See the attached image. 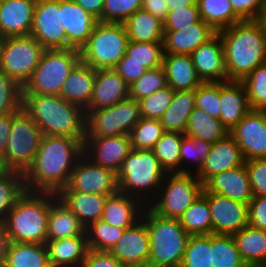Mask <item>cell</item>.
Returning <instances> with one entry per match:
<instances>
[{"label": "cell", "mask_w": 266, "mask_h": 267, "mask_svg": "<svg viewBox=\"0 0 266 267\" xmlns=\"http://www.w3.org/2000/svg\"><path fill=\"white\" fill-rule=\"evenodd\" d=\"M241 82L251 109L266 110V63L257 66Z\"/></svg>", "instance_id": "48"}, {"label": "cell", "mask_w": 266, "mask_h": 267, "mask_svg": "<svg viewBox=\"0 0 266 267\" xmlns=\"http://www.w3.org/2000/svg\"><path fill=\"white\" fill-rule=\"evenodd\" d=\"M201 20L197 5L180 7L168 12L164 30H180Z\"/></svg>", "instance_id": "54"}, {"label": "cell", "mask_w": 266, "mask_h": 267, "mask_svg": "<svg viewBox=\"0 0 266 267\" xmlns=\"http://www.w3.org/2000/svg\"><path fill=\"white\" fill-rule=\"evenodd\" d=\"M44 50L31 35L3 38L0 70L23 87L38 66Z\"/></svg>", "instance_id": "11"}, {"label": "cell", "mask_w": 266, "mask_h": 267, "mask_svg": "<svg viewBox=\"0 0 266 267\" xmlns=\"http://www.w3.org/2000/svg\"><path fill=\"white\" fill-rule=\"evenodd\" d=\"M22 109V87L0 70V116Z\"/></svg>", "instance_id": "51"}, {"label": "cell", "mask_w": 266, "mask_h": 267, "mask_svg": "<svg viewBox=\"0 0 266 267\" xmlns=\"http://www.w3.org/2000/svg\"><path fill=\"white\" fill-rule=\"evenodd\" d=\"M42 137L38 125L23 109L12 113L10 135L0 160L2 169L24 174L36 157Z\"/></svg>", "instance_id": "9"}, {"label": "cell", "mask_w": 266, "mask_h": 267, "mask_svg": "<svg viewBox=\"0 0 266 267\" xmlns=\"http://www.w3.org/2000/svg\"><path fill=\"white\" fill-rule=\"evenodd\" d=\"M108 196L75 191L57 193V198L80 219L85 228L101 219Z\"/></svg>", "instance_id": "31"}, {"label": "cell", "mask_w": 266, "mask_h": 267, "mask_svg": "<svg viewBox=\"0 0 266 267\" xmlns=\"http://www.w3.org/2000/svg\"><path fill=\"white\" fill-rule=\"evenodd\" d=\"M202 191L203 184L196 174L167 173L147 206L161 217L179 220Z\"/></svg>", "instance_id": "10"}, {"label": "cell", "mask_w": 266, "mask_h": 267, "mask_svg": "<svg viewBox=\"0 0 266 267\" xmlns=\"http://www.w3.org/2000/svg\"><path fill=\"white\" fill-rule=\"evenodd\" d=\"M22 109L43 135L85 138L84 110L59 95H22Z\"/></svg>", "instance_id": "3"}, {"label": "cell", "mask_w": 266, "mask_h": 267, "mask_svg": "<svg viewBox=\"0 0 266 267\" xmlns=\"http://www.w3.org/2000/svg\"><path fill=\"white\" fill-rule=\"evenodd\" d=\"M3 171L2 167H1V163H0V173Z\"/></svg>", "instance_id": "69"}, {"label": "cell", "mask_w": 266, "mask_h": 267, "mask_svg": "<svg viewBox=\"0 0 266 267\" xmlns=\"http://www.w3.org/2000/svg\"><path fill=\"white\" fill-rule=\"evenodd\" d=\"M119 76L126 82L128 86L138 80L146 71L147 68L137 61H127V54H125L116 66L113 68Z\"/></svg>", "instance_id": "57"}, {"label": "cell", "mask_w": 266, "mask_h": 267, "mask_svg": "<svg viewBox=\"0 0 266 267\" xmlns=\"http://www.w3.org/2000/svg\"><path fill=\"white\" fill-rule=\"evenodd\" d=\"M125 267H152L149 262H142L140 264H128Z\"/></svg>", "instance_id": "66"}, {"label": "cell", "mask_w": 266, "mask_h": 267, "mask_svg": "<svg viewBox=\"0 0 266 267\" xmlns=\"http://www.w3.org/2000/svg\"><path fill=\"white\" fill-rule=\"evenodd\" d=\"M12 125V113L0 116V160L4 157Z\"/></svg>", "instance_id": "61"}, {"label": "cell", "mask_w": 266, "mask_h": 267, "mask_svg": "<svg viewBox=\"0 0 266 267\" xmlns=\"http://www.w3.org/2000/svg\"><path fill=\"white\" fill-rule=\"evenodd\" d=\"M166 174L153 150H131L116 173L118 191L147 206L158 194Z\"/></svg>", "instance_id": "5"}, {"label": "cell", "mask_w": 266, "mask_h": 267, "mask_svg": "<svg viewBox=\"0 0 266 267\" xmlns=\"http://www.w3.org/2000/svg\"><path fill=\"white\" fill-rule=\"evenodd\" d=\"M256 21L266 30V0L261 8V11Z\"/></svg>", "instance_id": "65"}, {"label": "cell", "mask_w": 266, "mask_h": 267, "mask_svg": "<svg viewBox=\"0 0 266 267\" xmlns=\"http://www.w3.org/2000/svg\"><path fill=\"white\" fill-rule=\"evenodd\" d=\"M80 50H44L40 62L22 87V95H59L71 70L80 61Z\"/></svg>", "instance_id": "7"}, {"label": "cell", "mask_w": 266, "mask_h": 267, "mask_svg": "<svg viewBox=\"0 0 266 267\" xmlns=\"http://www.w3.org/2000/svg\"><path fill=\"white\" fill-rule=\"evenodd\" d=\"M253 197L266 196V158L245 161Z\"/></svg>", "instance_id": "55"}, {"label": "cell", "mask_w": 266, "mask_h": 267, "mask_svg": "<svg viewBox=\"0 0 266 267\" xmlns=\"http://www.w3.org/2000/svg\"><path fill=\"white\" fill-rule=\"evenodd\" d=\"M128 39L136 42H162L164 22L151 13L140 9L124 23Z\"/></svg>", "instance_id": "34"}, {"label": "cell", "mask_w": 266, "mask_h": 267, "mask_svg": "<svg viewBox=\"0 0 266 267\" xmlns=\"http://www.w3.org/2000/svg\"><path fill=\"white\" fill-rule=\"evenodd\" d=\"M37 0H2L0 38L30 35Z\"/></svg>", "instance_id": "22"}, {"label": "cell", "mask_w": 266, "mask_h": 267, "mask_svg": "<svg viewBox=\"0 0 266 267\" xmlns=\"http://www.w3.org/2000/svg\"><path fill=\"white\" fill-rule=\"evenodd\" d=\"M1 45H2V38H0V48H1Z\"/></svg>", "instance_id": "68"}, {"label": "cell", "mask_w": 266, "mask_h": 267, "mask_svg": "<svg viewBox=\"0 0 266 267\" xmlns=\"http://www.w3.org/2000/svg\"><path fill=\"white\" fill-rule=\"evenodd\" d=\"M60 191L112 195L118 191L116 173L93 164L83 155L76 163L68 184Z\"/></svg>", "instance_id": "14"}, {"label": "cell", "mask_w": 266, "mask_h": 267, "mask_svg": "<svg viewBox=\"0 0 266 267\" xmlns=\"http://www.w3.org/2000/svg\"><path fill=\"white\" fill-rule=\"evenodd\" d=\"M211 146V143L184 135L180 146L181 173L197 174L203 167Z\"/></svg>", "instance_id": "42"}, {"label": "cell", "mask_w": 266, "mask_h": 267, "mask_svg": "<svg viewBox=\"0 0 266 267\" xmlns=\"http://www.w3.org/2000/svg\"><path fill=\"white\" fill-rule=\"evenodd\" d=\"M162 66L167 85L174 91L196 90L202 84L190 55L164 54Z\"/></svg>", "instance_id": "29"}, {"label": "cell", "mask_w": 266, "mask_h": 267, "mask_svg": "<svg viewBox=\"0 0 266 267\" xmlns=\"http://www.w3.org/2000/svg\"><path fill=\"white\" fill-rule=\"evenodd\" d=\"M51 267H81L88 250L87 236H75L45 243Z\"/></svg>", "instance_id": "30"}, {"label": "cell", "mask_w": 266, "mask_h": 267, "mask_svg": "<svg viewBox=\"0 0 266 267\" xmlns=\"http://www.w3.org/2000/svg\"><path fill=\"white\" fill-rule=\"evenodd\" d=\"M109 253L124 265L148 262L150 239L146 223L141 219L125 229Z\"/></svg>", "instance_id": "20"}, {"label": "cell", "mask_w": 266, "mask_h": 267, "mask_svg": "<svg viewBox=\"0 0 266 267\" xmlns=\"http://www.w3.org/2000/svg\"><path fill=\"white\" fill-rule=\"evenodd\" d=\"M190 56L202 83L228 81L224 48L218 32L206 43L201 44Z\"/></svg>", "instance_id": "18"}, {"label": "cell", "mask_w": 266, "mask_h": 267, "mask_svg": "<svg viewBox=\"0 0 266 267\" xmlns=\"http://www.w3.org/2000/svg\"><path fill=\"white\" fill-rule=\"evenodd\" d=\"M84 113L85 137L129 135L141 119L138 101L130 98L111 107Z\"/></svg>", "instance_id": "12"}, {"label": "cell", "mask_w": 266, "mask_h": 267, "mask_svg": "<svg viewBox=\"0 0 266 267\" xmlns=\"http://www.w3.org/2000/svg\"><path fill=\"white\" fill-rule=\"evenodd\" d=\"M85 11L94 16L98 21L102 17L105 0H74Z\"/></svg>", "instance_id": "62"}, {"label": "cell", "mask_w": 266, "mask_h": 267, "mask_svg": "<svg viewBox=\"0 0 266 267\" xmlns=\"http://www.w3.org/2000/svg\"><path fill=\"white\" fill-rule=\"evenodd\" d=\"M141 219L146 223L150 239L148 262L152 267H180L188 239L180 221L164 218L148 206Z\"/></svg>", "instance_id": "6"}, {"label": "cell", "mask_w": 266, "mask_h": 267, "mask_svg": "<svg viewBox=\"0 0 266 267\" xmlns=\"http://www.w3.org/2000/svg\"><path fill=\"white\" fill-rule=\"evenodd\" d=\"M142 9L151 13L163 22L168 16V6L165 0H142Z\"/></svg>", "instance_id": "60"}, {"label": "cell", "mask_w": 266, "mask_h": 267, "mask_svg": "<svg viewBox=\"0 0 266 267\" xmlns=\"http://www.w3.org/2000/svg\"><path fill=\"white\" fill-rule=\"evenodd\" d=\"M11 241L6 231L5 225L0 224V267H4L6 256Z\"/></svg>", "instance_id": "63"}, {"label": "cell", "mask_w": 266, "mask_h": 267, "mask_svg": "<svg viewBox=\"0 0 266 267\" xmlns=\"http://www.w3.org/2000/svg\"><path fill=\"white\" fill-rule=\"evenodd\" d=\"M184 135L165 131L152 149L167 173H181L180 146Z\"/></svg>", "instance_id": "40"}, {"label": "cell", "mask_w": 266, "mask_h": 267, "mask_svg": "<svg viewBox=\"0 0 266 267\" xmlns=\"http://www.w3.org/2000/svg\"><path fill=\"white\" fill-rule=\"evenodd\" d=\"M196 107L211 117L220 118L221 104L219 98V82L202 83L196 90Z\"/></svg>", "instance_id": "53"}, {"label": "cell", "mask_w": 266, "mask_h": 267, "mask_svg": "<svg viewBox=\"0 0 266 267\" xmlns=\"http://www.w3.org/2000/svg\"><path fill=\"white\" fill-rule=\"evenodd\" d=\"M195 107V90L175 91L171 105L159 119L164 131L185 134L188 118Z\"/></svg>", "instance_id": "33"}, {"label": "cell", "mask_w": 266, "mask_h": 267, "mask_svg": "<svg viewBox=\"0 0 266 267\" xmlns=\"http://www.w3.org/2000/svg\"><path fill=\"white\" fill-rule=\"evenodd\" d=\"M175 91L168 85L138 101L140 116L144 119L159 120L171 105Z\"/></svg>", "instance_id": "50"}, {"label": "cell", "mask_w": 266, "mask_h": 267, "mask_svg": "<svg viewBox=\"0 0 266 267\" xmlns=\"http://www.w3.org/2000/svg\"><path fill=\"white\" fill-rule=\"evenodd\" d=\"M60 17L66 31L67 49L80 50L87 43L98 20L74 0H60Z\"/></svg>", "instance_id": "19"}, {"label": "cell", "mask_w": 266, "mask_h": 267, "mask_svg": "<svg viewBox=\"0 0 266 267\" xmlns=\"http://www.w3.org/2000/svg\"><path fill=\"white\" fill-rule=\"evenodd\" d=\"M220 121L230 132L251 110L246 89L241 81L219 82Z\"/></svg>", "instance_id": "26"}, {"label": "cell", "mask_w": 266, "mask_h": 267, "mask_svg": "<svg viewBox=\"0 0 266 267\" xmlns=\"http://www.w3.org/2000/svg\"><path fill=\"white\" fill-rule=\"evenodd\" d=\"M166 86L167 80L164 67L151 69L129 86V98L139 101Z\"/></svg>", "instance_id": "49"}, {"label": "cell", "mask_w": 266, "mask_h": 267, "mask_svg": "<svg viewBox=\"0 0 266 267\" xmlns=\"http://www.w3.org/2000/svg\"><path fill=\"white\" fill-rule=\"evenodd\" d=\"M179 221L189 235L212 234V220L207 198L201 193Z\"/></svg>", "instance_id": "39"}, {"label": "cell", "mask_w": 266, "mask_h": 267, "mask_svg": "<svg viewBox=\"0 0 266 267\" xmlns=\"http://www.w3.org/2000/svg\"><path fill=\"white\" fill-rule=\"evenodd\" d=\"M180 267H212L211 234L190 235Z\"/></svg>", "instance_id": "45"}, {"label": "cell", "mask_w": 266, "mask_h": 267, "mask_svg": "<svg viewBox=\"0 0 266 267\" xmlns=\"http://www.w3.org/2000/svg\"><path fill=\"white\" fill-rule=\"evenodd\" d=\"M129 98V86L113 69L96 70L92 98L84 112L111 107Z\"/></svg>", "instance_id": "23"}, {"label": "cell", "mask_w": 266, "mask_h": 267, "mask_svg": "<svg viewBox=\"0 0 266 267\" xmlns=\"http://www.w3.org/2000/svg\"><path fill=\"white\" fill-rule=\"evenodd\" d=\"M241 148L228 134L224 139L212 144L203 167L196 174L204 185L212 176L245 164Z\"/></svg>", "instance_id": "21"}, {"label": "cell", "mask_w": 266, "mask_h": 267, "mask_svg": "<svg viewBox=\"0 0 266 267\" xmlns=\"http://www.w3.org/2000/svg\"><path fill=\"white\" fill-rule=\"evenodd\" d=\"M202 194L208 200L212 234L233 235L248 225V204L210 192Z\"/></svg>", "instance_id": "15"}, {"label": "cell", "mask_w": 266, "mask_h": 267, "mask_svg": "<svg viewBox=\"0 0 266 267\" xmlns=\"http://www.w3.org/2000/svg\"><path fill=\"white\" fill-rule=\"evenodd\" d=\"M60 20V1L37 0L30 35L45 50L67 49L66 31Z\"/></svg>", "instance_id": "13"}, {"label": "cell", "mask_w": 266, "mask_h": 267, "mask_svg": "<svg viewBox=\"0 0 266 267\" xmlns=\"http://www.w3.org/2000/svg\"><path fill=\"white\" fill-rule=\"evenodd\" d=\"M129 135L85 137L83 155L93 164L117 173L131 151Z\"/></svg>", "instance_id": "17"}, {"label": "cell", "mask_w": 266, "mask_h": 267, "mask_svg": "<svg viewBox=\"0 0 266 267\" xmlns=\"http://www.w3.org/2000/svg\"><path fill=\"white\" fill-rule=\"evenodd\" d=\"M228 134L229 131L223 126L220 119L211 117L197 107L190 114L185 131L186 136L211 144L224 139Z\"/></svg>", "instance_id": "36"}, {"label": "cell", "mask_w": 266, "mask_h": 267, "mask_svg": "<svg viewBox=\"0 0 266 267\" xmlns=\"http://www.w3.org/2000/svg\"><path fill=\"white\" fill-rule=\"evenodd\" d=\"M142 9V0H105L100 22L124 23Z\"/></svg>", "instance_id": "52"}, {"label": "cell", "mask_w": 266, "mask_h": 267, "mask_svg": "<svg viewBox=\"0 0 266 267\" xmlns=\"http://www.w3.org/2000/svg\"><path fill=\"white\" fill-rule=\"evenodd\" d=\"M232 237L247 265L266 267V231L253 229L247 225Z\"/></svg>", "instance_id": "35"}, {"label": "cell", "mask_w": 266, "mask_h": 267, "mask_svg": "<svg viewBox=\"0 0 266 267\" xmlns=\"http://www.w3.org/2000/svg\"><path fill=\"white\" fill-rule=\"evenodd\" d=\"M81 267H125L107 251L88 249Z\"/></svg>", "instance_id": "59"}, {"label": "cell", "mask_w": 266, "mask_h": 267, "mask_svg": "<svg viewBox=\"0 0 266 267\" xmlns=\"http://www.w3.org/2000/svg\"><path fill=\"white\" fill-rule=\"evenodd\" d=\"M4 267H51L46 245L11 242Z\"/></svg>", "instance_id": "37"}, {"label": "cell", "mask_w": 266, "mask_h": 267, "mask_svg": "<svg viewBox=\"0 0 266 267\" xmlns=\"http://www.w3.org/2000/svg\"><path fill=\"white\" fill-rule=\"evenodd\" d=\"M202 192L223 195L246 204L253 198L245 164L212 176L203 185Z\"/></svg>", "instance_id": "24"}, {"label": "cell", "mask_w": 266, "mask_h": 267, "mask_svg": "<svg viewBox=\"0 0 266 267\" xmlns=\"http://www.w3.org/2000/svg\"><path fill=\"white\" fill-rule=\"evenodd\" d=\"M234 13L243 20H256L265 0H230Z\"/></svg>", "instance_id": "58"}, {"label": "cell", "mask_w": 266, "mask_h": 267, "mask_svg": "<svg viewBox=\"0 0 266 267\" xmlns=\"http://www.w3.org/2000/svg\"><path fill=\"white\" fill-rule=\"evenodd\" d=\"M129 39L123 23L100 22L80 49V59L94 70L113 69L126 54Z\"/></svg>", "instance_id": "8"}, {"label": "cell", "mask_w": 266, "mask_h": 267, "mask_svg": "<svg viewBox=\"0 0 266 267\" xmlns=\"http://www.w3.org/2000/svg\"><path fill=\"white\" fill-rule=\"evenodd\" d=\"M217 32L204 20L180 30H164V54L191 55L201 44L206 43Z\"/></svg>", "instance_id": "25"}, {"label": "cell", "mask_w": 266, "mask_h": 267, "mask_svg": "<svg viewBox=\"0 0 266 267\" xmlns=\"http://www.w3.org/2000/svg\"><path fill=\"white\" fill-rule=\"evenodd\" d=\"M212 267H245L232 235L211 234Z\"/></svg>", "instance_id": "43"}, {"label": "cell", "mask_w": 266, "mask_h": 267, "mask_svg": "<svg viewBox=\"0 0 266 267\" xmlns=\"http://www.w3.org/2000/svg\"><path fill=\"white\" fill-rule=\"evenodd\" d=\"M124 228L112 226L102 219L92 222L86 227L88 249L107 251L121 238Z\"/></svg>", "instance_id": "44"}, {"label": "cell", "mask_w": 266, "mask_h": 267, "mask_svg": "<svg viewBox=\"0 0 266 267\" xmlns=\"http://www.w3.org/2000/svg\"><path fill=\"white\" fill-rule=\"evenodd\" d=\"M248 225L266 231V196L253 197L248 203Z\"/></svg>", "instance_id": "56"}, {"label": "cell", "mask_w": 266, "mask_h": 267, "mask_svg": "<svg viewBox=\"0 0 266 267\" xmlns=\"http://www.w3.org/2000/svg\"><path fill=\"white\" fill-rule=\"evenodd\" d=\"M127 61H137L148 70L163 65L162 42H136L129 40L127 49Z\"/></svg>", "instance_id": "46"}, {"label": "cell", "mask_w": 266, "mask_h": 267, "mask_svg": "<svg viewBox=\"0 0 266 267\" xmlns=\"http://www.w3.org/2000/svg\"><path fill=\"white\" fill-rule=\"evenodd\" d=\"M159 120L141 118L129 133L132 150H152L164 133Z\"/></svg>", "instance_id": "47"}, {"label": "cell", "mask_w": 266, "mask_h": 267, "mask_svg": "<svg viewBox=\"0 0 266 267\" xmlns=\"http://www.w3.org/2000/svg\"><path fill=\"white\" fill-rule=\"evenodd\" d=\"M199 15L216 32L242 21L230 0H197Z\"/></svg>", "instance_id": "38"}, {"label": "cell", "mask_w": 266, "mask_h": 267, "mask_svg": "<svg viewBox=\"0 0 266 267\" xmlns=\"http://www.w3.org/2000/svg\"><path fill=\"white\" fill-rule=\"evenodd\" d=\"M84 139L43 135L31 166L23 174L26 191L58 193L83 156Z\"/></svg>", "instance_id": "1"}, {"label": "cell", "mask_w": 266, "mask_h": 267, "mask_svg": "<svg viewBox=\"0 0 266 267\" xmlns=\"http://www.w3.org/2000/svg\"><path fill=\"white\" fill-rule=\"evenodd\" d=\"M169 11L180 7H186L191 5H197V0H165Z\"/></svg>", "instance_id": "64"}, {"label": "cell", "mask_w": 266, "mask_h": 267, "mask_svg": "<svg viewBox=\"0 0 266 267\" xmlns=\"http://www.w3.org/2000/svg\"><path fill=\"white\" fill-rule=\"evenodd\" d=\"M245 267H265V266H259V265H246Z\"/></svg>", "instance_id": "67"}, {"label": "cell", "mask_w": 266, "mask_h": 267, "mask_svg": "<svg viewBox=\"0 0 266 267\" xmlns=\"http://www.w3.org/2000/svg\"><path fill=\"white\" fill-rule=\"evenodd\" d=\"M246 161L266 158V110L251 109L229 132Z\"/></svg>", "instance_id": "16"}, {"label": "cell", "mask_w": 266, "mask_h": 267, "mask_svg": "<svg viewBox=\"0 0 266 267\" xmlns=\"http://www.w3.org/2000/svg\"><path fill=\"white\" fill-rule=\"evenodd\" d=\"M87 236L80 219L63 202L56 198L52 203L47 221V241Z\"/></svg>", "instance_id": "32"}, {"label": "cell", "mask_w": 266, "mask_h": 267, "mask_svg": "<svg viewBox=\"0 0 266 267\" xmlns=\"http://www.w3.org/2000/svg\"><path fill=\"white\" fill-rule=\"evenodd\" d=\"M95 75L96 70L80 60L64 81L59 96L84 110L92 98Z\"/></svg>", "instance_id": "28"}, {"label": "cell", "mask_w": 266, "mask_h": 267, "mask_svg": "<svg viewBox=\"0 0 266 267\" xmlns=\"http://www.w3.org/2000/svg\"><path fill=\"white\" fill-rule=\"evenodd\" d=\"M56 198V193L25 191L4 222L10 241L45 244L49 211Z\"/></svg>", "instance_id": "4"}, {"label": "cell", "mask_w": 266, "mask_h": 267, "mask_svg": "<svg viewBox=\"0 0 266 267\" xmlns=\"http://www.w3.org/2000/svg\"><path fill=\"white\" fill-rule=\"evenodd\" d=\"M25 191L23 173L5 170L0 173V224H4L8 212Z\"/></svg>", "instance_id": "41"}, {"label": "cell", "mask_w": 266, "mask_h": 267, "mask_svg": "<svg viewBox=\"0 0 266 267\" xmlns=\"http://www.w3.org/2000/svg\"><path fill=\"white\" fill-rule=\"evenodd\" d=\"M228 81H242L266 63V30L256 20H243L218 31Z\"/></svg>", "instance_id": "2"}, {"label": "cell", "mask_w": 266, "mask_h": 267, "mask_svg": "<svg viewBox=\"0 0 266 267\" xmlns=\"http://www.w3.org/2000/svg\"><path fill=\"white\" fill-rule=\"evenodd\" d=\"M146 205L138 198L117 191L106 199L101 219L118 228H130L141 220Z\"/></svg>", "instance_id": "27"}]
</instances>
